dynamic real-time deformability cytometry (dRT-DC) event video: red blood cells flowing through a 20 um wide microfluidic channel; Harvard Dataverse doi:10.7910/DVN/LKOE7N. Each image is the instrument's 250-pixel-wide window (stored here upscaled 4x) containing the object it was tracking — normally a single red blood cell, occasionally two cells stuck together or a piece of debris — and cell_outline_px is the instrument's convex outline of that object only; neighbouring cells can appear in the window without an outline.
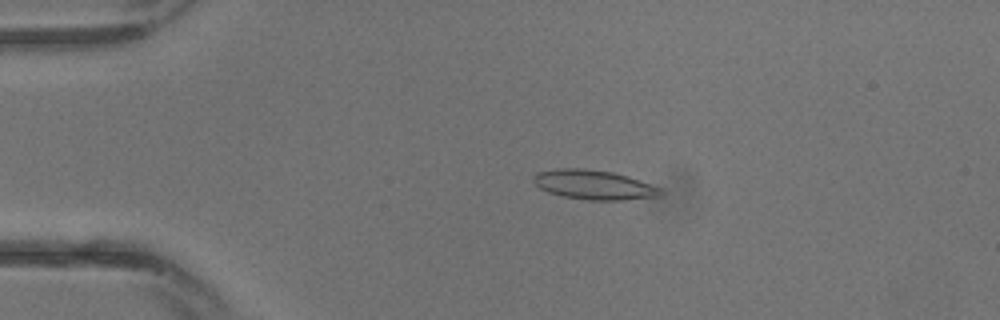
{"species": "common noctule bat (a hibernating species)", "species_latin": "Nyctalus noctula", "temperature_condition": "warm", "stored_images_in_passage": 31, "camera_frame_rate_fps": 3000, "um_per_image_px": 0.085, "animal": {"sex": "male", "body_mass_g": 13.3}, "frame": {"image": 1, "passage_image": 7, "time_ms": 2.0, "image_size_px": [1000, 320], "cell_outline_px": [[664, 192], [660, 196], [624, 200], [588, 200], [564, 196], [548, 192], [540, 188], [532, 180], [532, 176], [536, 172], [556, 168], [580, 168], [612, 172], [628, 176], [664, 188]], "centroid_in_image_um": [50.51, 15.7], "position_along_channel_um": 34.5, "area_um2": 22.02}}
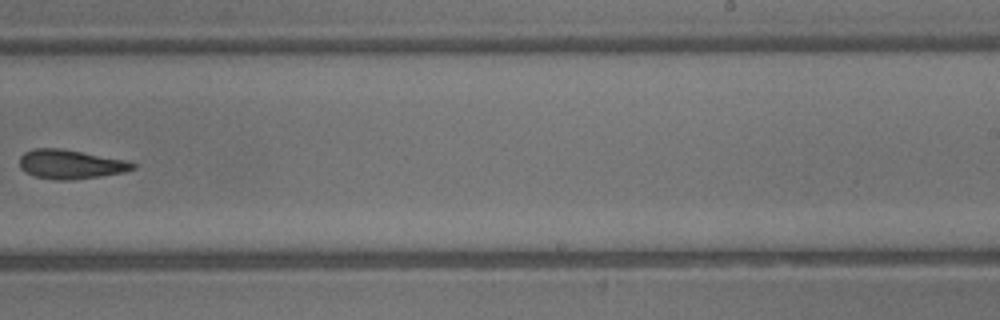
{"frame": {"image": 2, "passage_image": 20, "time_ms": 6.333, "image_size_px": [1000, 320], "cell_outline_px": [[136, 168], [124, 172], [100, 176], [72, 180], [56, 180], [32, 176], [24, 172], [20, 168], [20, 156], [24, 152], [32, 148], [64, 148], [128, 160], [136, 164]], "centroid_in_image_um": [5.99, 13.95], "position_along_channel_um": 283.0, "area_um2": 19.65}}
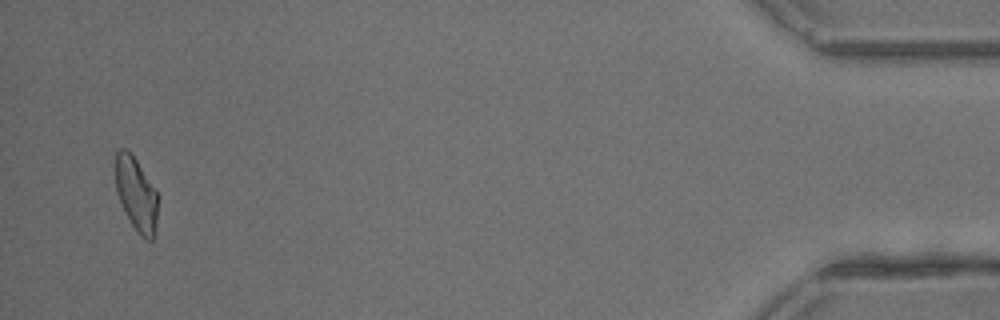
{"frame": {"image": 3, "passage_image": 30, "time_ms": 9.667, "image_size_px": [1000, 320], "cell_outline_px": [[160, 196], [156, 224], [152, 240], [148, 240], [140, 236], [136, 232], [124, 212], [116, 192], [116, 152], [120, 148], [124, 148], [132, 152], [156, 188]], "centroid_in_image_um": [11.61, 16.49], "position_along_channel_um": 423.6, "area_um2": 18.84}}